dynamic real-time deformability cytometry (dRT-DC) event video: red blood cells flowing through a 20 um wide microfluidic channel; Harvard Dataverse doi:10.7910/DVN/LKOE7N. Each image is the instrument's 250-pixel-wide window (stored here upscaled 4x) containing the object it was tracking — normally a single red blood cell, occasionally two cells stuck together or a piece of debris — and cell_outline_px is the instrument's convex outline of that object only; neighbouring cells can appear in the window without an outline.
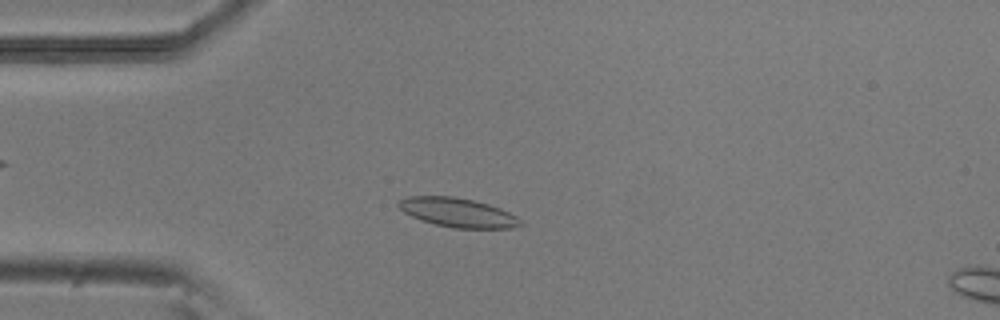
{"species": "common noctule bat (a hibernating species)", "species_latin": "Nyctalus noctula", "temperature_condition": "room temperature", "stored_images_in_passage": 16, "camera_frame_rate_fps": 3000, "um_per_image_px": 0.085, "animal": {"sex": "male", "body_mass_g": 20.5, "forearm_length_mm": 52.5}, "frame": {"image": 1, "passage_image": 13, "time_ms": 4.0, "image_size_px": [1000, 320], "cell_outline_px": [[524, 224], [512, 228], [452, 228], [420, 220], [404, 212], [396, 204], [400, 200], [408, 196], [452, 196], [472, 200], [488, 204], [500, 208], [516, 216]], "centroid_in_image_um": [38.9, 18.07], "position_along_channel_um": 46.1, "area_um2": 20.58}}